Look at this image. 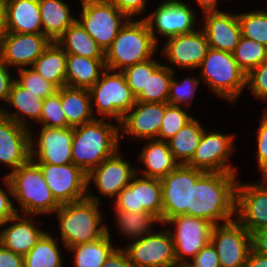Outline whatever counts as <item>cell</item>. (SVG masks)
<instances>
[{
	"label": "cell",
	"instance_id": "obj_50",
	"mask_svg": "<svg viewBox=\"0 0 267 267\" xmlns=\"http://www.w3.org/2000/svg\"><path fill=\"white\" fill-rule=\"evenodd\" d=\"M16 79L9 75L8 66L0 57V99L7 102L10 96L12 86Z\"/></svg>",
	"mask_w": 267,
	"mask_h": 267
},
{
	"label": "cell",
	"instance_id": "obj_34",
	"mask_svg": "<svg viewBox=\"0 0 267 267\" xmlns=\"http://www.w3.org/2000/svg\"><path fill=\"white\" fill-rule=\"evenodd\" d=\"M108 230L107 228V233L96 241L67 248L75 252L76 267H102L105 260L116 249L110 243Z\"/></svg>",
	"mask_w": 267,
	"mask_h": 267
},
{
	"label": "cell",
	"instance_id": "obj_31",
	"mask_svg": "<svg viewBox=\"0 0 267 267\" xmlns=\"http://www.w3.org/2000/svg\"><path fill=\"white\" fill-rule=\"evenodd\" d=\"M39 9L43 34L51 41H56L77 20L61 0H39Z\"/></svg>",
	"mask_w": 267,
	"mask_h": 267
},
{
	"label": "cell",
	"instance_id": "obj_38",
	"mask_svg": "<svg viewBox=\"0 0 267 267\" xmlns=\"http://www.w3.org/2000/svg\"><path fill=\"white\" fill-rule=\"evenodd\" d=\"M233 56L239 67L248 74L267 59V47L241 36Z\"/></svg>",
	"mask_w": 267,
	"mask_h": 267
},
{
	"label": "cell",
	"instance_id": "obj_49",
	"mask_svg": "<svg viewBox=\"0 0 267 267\" xmlns=\"http://www.w3.org/2000/svg\"><path fill=\"white\" fill-rule=\"evenodd\" d=\"M117 9L124 12L131 18L133 15L140 14L146 5V0H108Z\"/></svg>",
	"mask_w": 267,
	"mask_h": 267
},
{
	"label": "cell",
	"instance_id": "obj_43",
	"mask_svg": "<svg viewBox=\"0 0 267 267\" xmlns=\"http://www.w3.org/2000/svg\"><path fill=\"white\" fill-rule=\"evenodd\" d=\"M161 64L153 59L126 67L122 72L132 93L137 97L146 86L148 73H153Z\"/></svg>",
	"mask_w": 267,
	"mask_h": 267
},
{
	"label": "cell",
	"instance_id": "obj_11",
	"mask_svg": "<svg viewBox=\"0 0 267 267\" xmlns=\"http://www.w3.org/2000/svg\"><path fill=\"white\" fill-rule=\"evenodd\" d=\"M210 242L216 249L220 267H245L252 249V235L237 220L214 225Z\"/></svg>",
	"mask_w": 267,
	"mask_h": 267
},
{
	"label": "cell",
	"instance_id": "obj_20",
	"mask_svg": "<svg viewBox=\"0 0 267 267\" xmlns=\"http://www.w3.org/2000/svg\"><path fill=\"white\" fill-rule=\"evenodd\" d=\"M73 127L53 128L43 126L34 151L31 136V159L36 164L66 165L72 163ZM33 141V142H32ZM35 154L38 162L35 161Z\"/></svg>",
	"mask_w": 267,
	"mask_h": 267
},
{
	"label": "cell",
	"instance_id": "obj_23",
	"mask_svg": "<svg viewBox=\"0 0 267 267\" xmlns=\"http://www.w3.org/2000/svg\"><path fill=\"white\" fill-rule=\"evenodd\" d=\"M134 108L136 109L132 111ZM130 111L119 124L123 127L120 139L124 136L123 132L149 141L157 139L165 113V103L136 101Z\"/></svg>",
	"mask_w": 267,
	"mask_h": 267
},
{
	"label": "cell",
	"instance_id": "obj_19",
	"mask_svg": "<svg viewBox=\"0 0 267 267\" xmlns=\"http://www.w3.org/2000/svg\"><path fill=\"white\" fill-rule=\"evenodd\" d=\"M52 41L43 33L9 32L0 42V57L9 66L32 65Z\"/></svg>",
	"mask_w": 267,
	"mask_h": 267
},
{
	"label": "cell",
	"instance_id": "obj_8",
	"mask_svg": "<svg viewBox=\"0 0 267 267\" xmlns=\"http://www.w3.org/2000/svg\"><path fill=\"white\" fill-rule=\"evenodd\" d=\"M81 20L77 21L104 52L111 46L128 16L108 0H83ZM125 20L122 24L120 20Z\"/></svg>",
	"mask_w": 267,
	"mask_h": 267
},
{
	"label": "cell",
	"instance_id": "obj_47",
	"mask_svg": "<svg viewBox=\"0 0 267 267\" xmlns=\"http://www.w3.org/2000/svg\"><path fill=\"white\" fill-rule=\"evenodd\" d=\"M258 144V164L263 174V178L267 177V110H264V115L258 129L257 136Z\"/></svg>",
	"mask_w": 267,
	"mask_h": 267
},
{
	"label": "cell",
	"instance_id": "obj_32",
	"mask_svg": "<svg viewBox=\"0 0 267 267\" xmlns=\"http://www.w3.org/2000/svg\"><path fill=\"white\" fill-rule=\"evenodd\" d=\"M67 54H75L91 59H105V52L76 20L56 40Z\"/></svg>",
	"mask_w": 267,
	"mask_h": 267
},
{
	"label": "cell",
	"instance_id": "obj_51",
	"mask_svg": "<svg viewBox=\"0 0 267 267\" xmlns=\"http://www.w3.org/2000/svg\"><path fill=\"white\" fill-rule=\"evenodd\" d=\"M0 267H24L23 256L14 253L0 243Z\"/></svg>",
	"mask_w": 267,
	"mask_h": 267
},
{
	"label": "cell",
	"instance_id": "obj_48",
	"mask_svg": "<svg viewBox=\"0 0 267 267\" xmlns=\"http://www.w3.org/2000/svg\"><path fill=\"white\" fill-rule=\"evenodd\" d=\"M187 263L190 267H220L218 254L211 242L196 254L192 262Z\"/></svg>",
	"mask_w": 267,
	"mask_h": 267
},
{
	"label": "cell",
	"instance_id": "obj_58",
	"mask_svg": "<svg viewBox=\"0 0 267 267\" xmlns=\"http://www.w3.org/2000/svg\"><path fill=\"white\" fill-rule=\"evenodd\" d=\"M171 267H190L188 263H176Z\"/></svg>",
	"mask_w": 267,
	"mask_h": 267
},
{
	"label": "cell",
	"instance_id": "obj_44",
	"mask_svg": "<svg viewBox=\"0 0 267 267\" xmlns=\"http://www.w3.org/2000/svg\"><path fill=\"white\" fill-rule=\"evenodd\" d=\"M43 126L53 128H68L65 114L60 100V88L58 91L44 99L43 110L40 118Z\"/></svg>",
	"mask_w": 267,
	"mask_h": 267
},
{
	"label": "cell",
	"instance_id": "obj_12",
	"mask_svg": "<svg viewBox=\"0 0 267 267\" xmlns=\"http://www.w3.org/2000/svg\"><path fill=\"white\" fill-rule=\"evenodd\" d=\"M55 200L67 204L87 197V174L73 163L66 165L38 164Z\"/></svg>",
	"mask_w": 267,
	"mask_h": 267
},
{
	"label": "cell",
	"instance_id": "obj_7",
	"mask_svg": "<svg viewBox=\"0 0 267 267\" xmlns=\"http://www.w3.org/2000/svg\"><path fill=\"white\" fill-rule=\"evenodd\" d=\"M109 72L112 70L108 68L102 71L100 79L88 91L91 100L95 98L98 113L104 115V118L114 117L120 124L136 103V97L122 71L113 74Z\"/></svg>",
	"mask_w": 267,
	"mask_h": 267
},
{
	"label": "cell",
	"instance_id": "obj_57",
	"mask_svg": "<svg viewBox=\"0 0 267 267\" xmlns=\"http://www.w3.org/2000/svg\"><path fill=\"white\" fill-rule=\"evenodd\" d=\"M198 4L204 9L205 13L218 12L216 8L217 0H197Z\"/></svg>",
	"mask_w": 267,
	"mask_h": 267
},
{
	"label": "cell",
	"instance_id": "obj_3",
	"mask_svg": "<svg viewBox=\"0 0 267 267\" xmlns=\"http://www.w3.org/2000/svg\"><path fill=\"white\" fill-rule=\"evenodd\" d=\"M98 201L99 197L87 193L84 199L62 204L55 211L65 247L96 241L107 233V227L101 224Z\"/></svg>",
	"mask_w": 267,
	"mask_h": 267
},
{
	"label": "cell",
	"instance_id": "obj_25",
	"mask_svg": "<svg viewBox=\"0 0 267 267\" xmlns=\"http://www.w3.org/2000/svg\"><path fill=\"white\" fill-rule=\"evenodd\" d=\"M7 222L15 224L0 233V243L22 256L26 255L46 233L36 228L30 219L21 217L18 213Z\"/></svg>",
	"mask_w": 267,
	"mask_h": 267
},
{
	"label": "cell",
	"instance_id": "obj_37",
	"mask_svg": "<svg viewBox=\"0 0 267 267\" xmlns=\"http://www.w3.org/2000/svg\"><path fill=\"white\" fill-rule=\"evenodd\" d=\"M115 210L120 230L125 236H130V238H142L151 232L150 228L154 221L161 222L157 216L148 212Z\"/></svg>",
	"mask_w": 267,
	"mask_h": 267
},
{
	"label": "cell",
	"instance_id": "obj_29",
	"mask_svg": "<svg viewBox=\"0 0 267 267\" xmlns=\"http://www.w3.org/2000/svg\"><path fill=\"white\" fill-rule=\"evenodd\" d=\"M139 158L146 165L143 176L147 178L162 179L179 165L170 151L168 142L157 139H152L144 147Z\"/></svg>",
	"mask_w": 267,
	"mask_h": 267
},
{
	"label": "cell",
	"instance_id": "obj_16",
	"mask_svg": "<svg viewBox=\"0 0 267 267\" xmlns=\"http://www.w3.org/2000/svg\"><path fill=\"white\" fill-rule=\"evenodd\" d=\"M263 181L260 184L238 182L236 187V220L250 234L267 225V179L264 178Z\"/></svg>",
	"mask_w": 267,
	"mask_h": 267
},
{
	"label": "cell",
	"instance_id": "obj_28",
	"mask_svg": "<svg viewBox=\"0 0 267 267\" xmlns=\"http://www.w3.org/2000/svg\"><path fill=\"white\" fill-rule=\"evenodd\" d=\"M60 100L67 124L76 127L95 119L88 89L64 86L60 88ZM92 105V106H91Z\"/></svg>",
	"mask_w": 267,
	"mask_h": 267
},
{
	"label": "cell",
	"instance_id": "obj_10",
	"mask_svg": "<svg viewBox=\"0 0 267 267\" xmlns=\"http://www.w3.org/2000/svg\"><path fill=\"white\" fill-rule=\"evenodd\" d=\"M205 172L187 165H178L161 179L162 223L178 215H189L191 208V182Z\"/></svg>",
	"mask_w": 267,
	"mask_h": 267
},
{
	"label": "cell",
	"instance_id": "obj_1",
	"mask_svg": "<svg viewBox=\"0 0 267 267\" xmlns=\"http://www.w3.org/2000/svg\"><path fill=\"white\" fill-rule=\"evenodd\" d=\"M236 173L205 172L196 182H191V208L189 215L208 220L214 225L218 220L232 221L236 204Z\"/></svg>",
	"mask_w": 267,
	"mask_h": 267
},
{
	"label": "cell",
	"instance_id": "obj_17",
	"mask_svg": "<svg viewBox=\"0 0 267 267\" xmlns=\"http://www.w3.org/2000/svg\"><path fill=\"white\" fill-rule=\"evenodd\" d=\"M232 142L233 137L230 135L213 132L208 134L204 130L199 146L186 165L204 172L235 173V169L226 164L234 150Z\"/></svg>",
	"mask_w": 267,
	"mask_h": 267
},
{
	"label": "cell",
	"instance_id": "obj_54",
	"mask_svg": "<svg viewBox=\"0 0 267 267\" xmlns=\"http://www.w3.org/2000/svg\"><path fill=\"white\" fill-rule=\"evenodd\" d=\"M252 235V248L259 254L267 256V225L260 227Z\"/></svg>",
	"mask_w": 267,
	"mask_h": 267
},
{
	"label": "cell",
	"instance_id": "obj_33",
	"mask_svg": "<svg viewBox=\"0 0 267 267\" xmlns=\"http://www.w3.org/2000/svg\"><path fill=\"white\" fill-rule=\"evenodd\" d=\"M204 128L194 118L168 142L173 157L180 165H186L193 157L201 141Z\"/></svg>",
	"mask_w": 267,
	"mask_h": 267
},
{
	"label": "cell",
	"instance_id": "obj_2",
	"mask_svg": "<svg viewBox=\"0 0 267 267\" xmlns=\"http://www.w3.org/2000/svg\"><path fill=\"white\" fill-rule=\"evenodd\" d=\"M119 127L104 119L73 127L72 163L86 174L118 150Z\"/></svg>",
	"mask_w": 267,
	"mask_h": 267
},
{
	"label": "cell",
	"instance_id": "obj_24",
	"mask_svg": "<svg viewBox=\"0 0 267 267\" xmlns=\"http://www.w3.org/2000/svg\"><path fill=\"white\" fill-rule=\"evenodd\" d=\"M204 18L202 29L210 48L233 53L242 36L238 14L208 12Z\"/></svg>",
	"mask_w": 267,
	"mask_h": 267
},
{
	"label": "cell",
	"instance_id": "obj_39",
	"mask_svg": "<svg viewBox=\"0 0 267 267\" xmlns=\"http://www.w3.org/2000/svg\"><path fill=\"white\" fill-rule=\"evenodd\" d=\"M44 99L14 82L7 103L13 105L20 114L36 119L40 122Z\"/></svg>",
	"mask_w": 267,
	"mask_h": 267
},
{
	"label": "cell",
	"instance_id": "obj_6",
	"mask_svg": "<svg viewBox=\"0 0 267 267\" xmlns=\"http://www.w3.org/2000/svg\"><path fill=\"white\" fill-rule=\"evenodd\" d=\"M199 67L211 90L231 102L246 86L247 74L237 64L233 53L209 48Z\"/></svg>",
	"mask_w": 267,
	"mask_h": 267
},
{
	"label": "cell",
	"instance_id": "obj_30",
	"mask_svg": "<svg viewBox=\"0 0 267 267\" xmlns=\"http://www.w3.org/2000/svg\"><path fill=\"white\" fill-rule=\"evenodd\" d=\"M67 53L52 41L44 52L32 64V69L58 89L66 86Z\"/></svg>",
	"mask_w": 267,
	"mask_h": 267
},
{
	"label": "cell",
	"instance_id": "obj_26",
	"mask_svg": "<svg viewBox=\"0 0 267 267\" xmlns=\"http://www.w3.org/2000/svg\"><path fill=\"white\" fill-rule=\"evenodd\" d=\"M8 30L13 33H43L39 0H6Z\"/></svg>",
	"mask_w": 267,
	"mask_h": 267
},
{
	"label": "cell",
	"instance_id": "obj_35",
	"mask_svg": "<svg viewBox=\"0 0 267 267\" xmlns=\"http://www.w3.org/2000/svg\"><path fill=\"white\" fill-rule=\"evenodd\" d=\"M174 71L169 66L160 65L153 73H148L145 88L136 97V101L150 103H168L170 83Z\"/></svg>",
	"mask_w": 267,
	"mask_h": 267
},
{
	"label": "cell",
	"instance_id": "obj_18",
	"mask_svg": "<svg viewBox=\"0 0 267 267\" xmlns=\"http://www.w3.org/2000/svg\"><path fill=\"white\" fill-rule=\"evenodd\" d=\"M144 20L147 22L156 42L158 40L154 34V27L160 34L168 38L195 31L193 10L179 0H166Z\"/></svg>",
	"mask_w": 267,
	"mask_h": 267
},
{
	"label": "cell",
	"instance_id": "obj_53",
	"mask_svg": "<svg viewBox=\"0 0 267 267\" xmlns=\"http://www.w3.org/2000/svg\"><path fill=\"white\" fill-rule=\"evenodd\" d=\"M125 249L116 248L110 256L105 260L102 267H134L130 262L129 257L124 251Z\"/></svg>",
	"mask_w": 267,
	"mask_h": 267
},
{
	"label": "cell",
	"instance_id": "obj_4",
	"mask_svg": "<svg viewBox=\"0 0 267 267\" xmlns=\"http://www.w3.org/2000/svg\"><path fill=\"white\" fill-rule=\"evenodd\" d=\"M4 179L9 194L18 200L24 214L52 213L61 206L48 188L39 165L32 159Z\"/></svg>",
	"mask_w": 267,
	"mask_h": 267
},
{
	"label": "cell",
	"instance_id": "obj_15",
	"mask_svg": "<svg viewBox=\"0 0 267 267\" xmlns=\"http://www.w3.org/2000/svg\"><path fill=\"white\" fill-rule=\"evenodd\" d=\"M125 251L134 267H171L177 263L171 232L147 234Z\"/></svg>",
	"mask_w": 267,
	"mask_h": 267
},
{
	"label": "cell",
	"instance_id": "obj_40",
	"mask_svg": "<svg viewBox=\"0 0 267 267\" xmlns=\"http://www.w3.org/2000/svg\"><path fill=\"white\" fill-rule=\"evenodd\" d=\"M241 34L267 47V11H255L238 15Z\"/></svg>",
	"mask_w": 267,
	"mask_h": 267
},
{
	"label": "cell",
	"instance_id": "obj_52",
	"mask_svg": "<svg viewBox=\"0 0 267 267\" xmlns=\"http://www.w3.org/2000/svg\"><path fill=\"white\" fill-rule=\"evenodd\" d=\"M17 214L6 192L0 188V227L8 223L7 221Z\"/></svg>",
	"mask_w": 267,
	"mask_h": 267
},
{
	"label": "cell",
	"instance_id": "obj_56",
	"mask_svg": "<svg viewBox=\"0 0 267 267\" xmlns=\"http://www.w3.org/2000/svg\"><path fill=\"white\" fill-rule=\"evenodd\" d=\"M9 33L6 0H0V42Z\"/></svg>",
	"mask_w": 267,
	"mask_h": 267
},
{
	"label": "cell",
	"instance_id": "obj_13",
	"mask_svg": "<svg viewBox=\"0 0 267 267\" xmlns=\"http://www.w3.org/2000/svg\"><path fill=\"white\" fill-rule=\"evenodd\" d=\"M137 174L115 200V209L120 211L148 212L162 222L161 179L140 177Z\"/></svg>",
	"mask_w": 267,
	"mask_h": 267
},
{
	"label": "cell",
	"instance_id": "obj_22",
	"mask_svg": "<svg viewBox=\"0 0 267 267\" xmlns=\"http://www.w3.org/2000/svg\"><path fill=\"white\" fill-rule=\"evenodd\" d=\"M210 46L205 32L193 31L168 38L163 49L168 60L180 67L196 68L207 55Z\"/></svg>",
	"mask_w": 267,
	"mask_h": 267
},
{
	"label": "cell",
	"instance_id": "obj_5",
	"mask_svg": "<svg viewBox=\"0 0 267 267\" xmlns=\"http://www.w3.org/2000/svg\"><path fill=\"white\" fill-rule=\"evenodd\" d=\"M157 43L144 19H130L119 30L111 46L105 52L106 68L123 71L126 67L151 59Z\"/></svg>",
	"mask_w": 267,
	"mask_h": 267
},
{
	"label": "cell",
	"instance_id": "obj_45",
	"mask_svg": "<svg viewBox=\"0 0 267 267\" xmlns=\"http://www.w3.org/2000/svg\"><path fill=\"white\" fill-rule=\"evenodd\" d=\"M198 84L199 81L195 79V77L186 78L182 83H178L172 77L169 88L168 104L180 106V103H191Z\"/></svg>",
	"mask_w": 267,
	"mask_h": 267
},
{
	"label": "cell",
	"instance_id": "obj_27",
	"mask_svg": "<svg viewBox=\"0 0 267 267\" xmlns=\"http://www.w3.org/2000/svg\"><path fill=\"white\" fill-rule=\"evenodd\" d=\"M105 69V59L67 54L66 86L89 89L100 79L99 71Z\"/></svg>",
	"mask_w": 267,
	"mask_h": 267
},
{
	"label": "cell",
	"instance_id": "obj_14",
	"mask_svg": "<svg viewBox=\"0 0 267 267\" xmlns=\"http://www.w3.org/2000/svg\"><path fill=\"white\" fill-rule=\"evenodd\" d=\"M166 223L176 224V230L171 235L177 263H187L185 255L194 258L210 242L214 227L208 220L190 215H178Z\"/></svg>",
	"mask_w": 267,
	"mask_h": 267
},
{
	"label": "cell",
	"instance_id": "obj_21",
	"mask_svg": "<svg viewBox=\"0 0 267 267\" xmlns=\"http://www.w3.org/2000/svg\"><path fill=\"white\" fill-rule=\"evenodd\" d=\"M137 173L136 168H131L116 151L87 174V184L94 180L101 194L115 197L131 183Z\"/></svg>",
	"mask_w": 267,
	"mask_h": 267
},
{
	"label": "cell",
	"instance_id": "obj_42",
	"mask_svg": "<svg viewBox=\"0 0 267 267\" xmlns=\"http://www.w3.org/2000/svg\"><path fill=\"white\" fill-rule=\"evenodd\" d=\"M18 70L20 79H16V82L27 89L28 92L45 99L58 91V88L53 83L44 79L33 69L19 68Z\"/></svg>",
	"mask_w": 267,
	"mask_h": 267
},
{
	"label": "cell",
	"instance_id": "obj_46",
	"mask_svg": "<svg viewBox=\"0 0 267 267\" xmlns=\"http://www.w3.org/2000/svg\"><path fill=\"white\" fill-rule=\"evenodd\" d=\"M246 85L256 97L267 99V59L247 74Z\"/></svg>",
	"mask_w": 267,
	"mask_h": 267
},
{
	"label": "cell",
	"instance_id": "obj_36",
	"mask_svg": "<svg viewBox=\"0 0 267 267\" xmlns=\"http://www.w3.org/2000/svg\"><path fill=\"white\" fill-rule=\"evenodd\" d=\"M24 267H61L57 243L48 233H45L37 244L23 256Z\"/></svg>",
	"mask_w": 267,
	"mask_h": 267
},
{
	"label": "cell",
	"instance_id": "obj_9",
	"mask_svg": "<svg viewBox=\"0 0 267 267\" xmlns=\"http://www.w3.org/2000/svg\"><path fill=\"white\" fill-rule=\"evenodd\" d=\"M23 115L0 109V162L15 171L31 159V133Z\"/></svg>",
	"mask_w": 267,
	"mask_h": 267
},
{
	"label": "cell",
	"instance_id": "obj_55",
	"mask_svg": "<svg viewBox=\"0 0 267 267\" xmlns=\"http://www.w3.org/2000/svg\"><path fill=\"white\" fill-rule=\"evenodd\" d=\"M245 267H267V256L251 249Z\"/></svg>",
	"mask_w": 267,
	"mask_h": 267
},
{
	"label": "cell",
	"instance_id": "obj_41",
	"mask_svg": "<svg viewBox=\"0 0 267 267\" xmlns=\"http://www.w3.org/2000/svg\"><path fill=\"white\" fill-rule=\"evenodd\" d=\"M193 117L188 116L180 106L165 103V113L157 140L165 141L176 135Z\"/></svg>",
	"mask_w": 267,
	"mask_h": 267
}]
</instances>
